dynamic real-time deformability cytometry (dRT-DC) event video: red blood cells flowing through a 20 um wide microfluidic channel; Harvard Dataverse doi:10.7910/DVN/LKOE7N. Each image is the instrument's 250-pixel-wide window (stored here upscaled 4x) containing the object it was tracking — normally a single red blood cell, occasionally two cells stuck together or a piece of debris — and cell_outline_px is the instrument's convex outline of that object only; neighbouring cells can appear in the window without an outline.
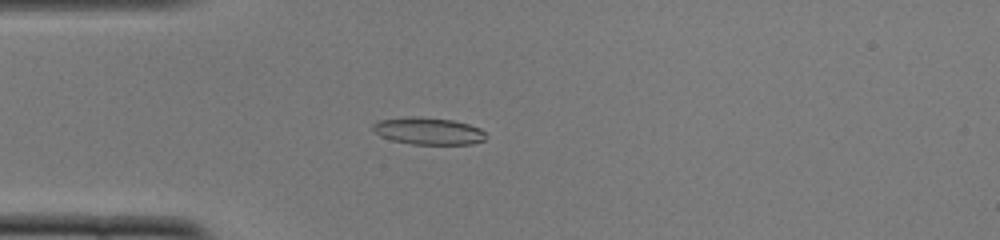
{"species": "common noctule bat (a hibernating species)", "species_latin": "Nyctalus noctula", "temperature_condition": "cold", "stored_images_in_passage": 43, "camera_frame_rate_fps": 3000, "um_per_image_px": 0.085, "animal": {"sex": "female", "body_mass_g": 22.0, "forearm_length_mm": 56.7}, "frame": {"image": 1, "passage_image": 5, "time_ms": 1.333, "image_size_px": [1000, 240], "cell_outline_px": [[488, 136], [484, 140], [472, 144], [412, 144], [392, 140], [380, 136], [372, 132], [372, 124], [380, 120], [404, 116], [420, 116], [452, 120], [468, 124], [480, 128]], "centroid_in_image_um": [36.38, 11.13], "position_along_channel_um": 48.6, "area_um2": 18.09}}
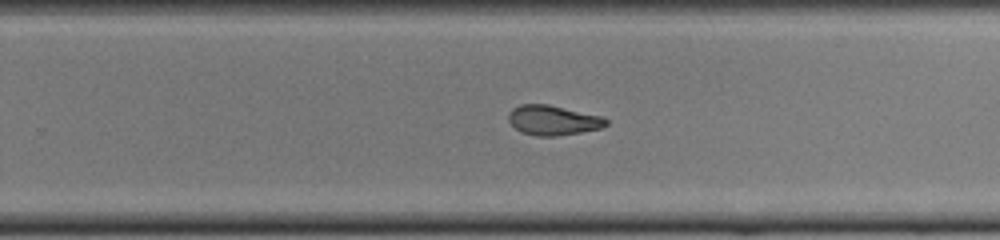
{"frame": {"image": 2, "passage_image": 24, "time_ms": 7.667, "image_size_px": [1000, 240], "cell_outline_px": [[608, 124], [600, 128], [580, 132], [556, 136], [536, 136], [520, 132], [508, 120], [508, 112], [512, 108], [520, 104], [548, 104], [604, 116], [608, 120]], "centroid_in_image_um": [47.0, 10.21], "position_along_channel_um": 282.8, "area_um2": 17.11}}
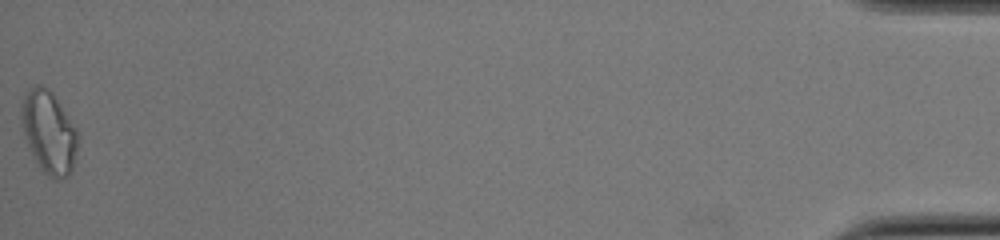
{"frame": {"image": 3, "passage_image": 43, "time_ms": 14.0, "image_size_px": [1000, 240], "cell_outline_px": [[76, 148], [72, 168], [68, 176], [60, 180], [56, 180], [48, 176], [44, 172], [36, 160], [28, 144], [20, 120], [20, 112], [24, 96], [36, 84], [40, 84], [48, 88], [76, 128]], "centroid_in_image_um": [4.13, 11.24], "position_along_channel_um": 431.1, "area_um2": 26.3}, "authors_computed_cell_mechanics": {"area_um2": 17.34, "velocity_mm_per_s": 3.8827, "shape_relaxation_time_tau1_ms": null, "shape_relaxation_time_tau2_ms": 3.5564, "deformation_change_tau1": null, "deformation_change_tau2": 0.1067}}